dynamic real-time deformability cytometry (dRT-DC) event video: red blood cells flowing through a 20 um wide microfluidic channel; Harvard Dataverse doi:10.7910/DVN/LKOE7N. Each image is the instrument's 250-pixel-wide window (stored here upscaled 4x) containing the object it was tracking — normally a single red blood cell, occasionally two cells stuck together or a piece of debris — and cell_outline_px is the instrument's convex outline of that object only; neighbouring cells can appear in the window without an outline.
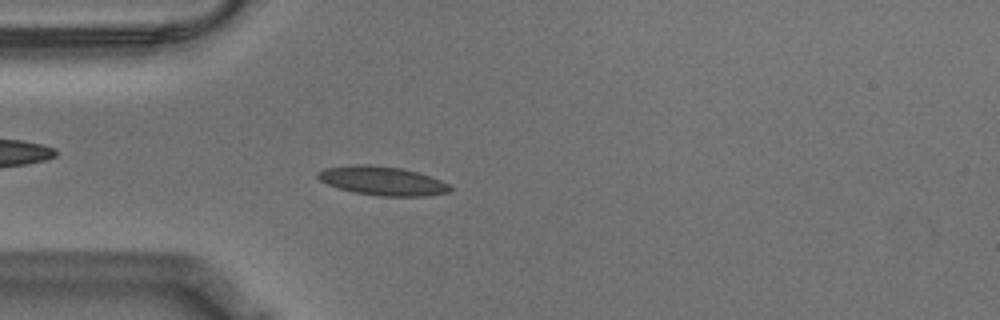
{"species": "Egyptian fruit bat (a non-hibernating species)", "species_latin": "Rousettus aegyptiacus", "temperature_condition": "warm", "stored_images_in_passage": 56, "camera_frame_rate_fps": 3000, "um_per_image_px": 0.085, "animal": {"sex": "male"}, "frame": {"image": 1, "passage_image": 15, "time_ms": 4.667, "image_size_px": [1000, 320], "cell_outline_px": [[452, 188], [448, 192], [428, 196], [380, 196], [356, 192], [340, 188], [328, 184], [320, 180], [316, 176], [316, 172], [324, 168], [352, 164], [372, 164], [404, 168], [440, 180], [448, 184]], "centroid_in_image_um": [32.48, 15.35], "position_along_channel_um": 52.5, "area_um2": 22.25}}
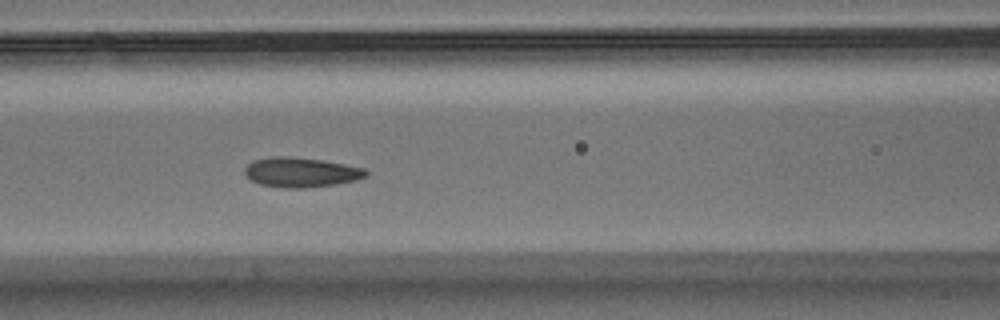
{"frame": {"image": 2, "passage_image": 23, "time_ms": 7.333, "image_size_px": [1000, 320], "cell_outline_px": [[368, 176], [356, 180], [336, 184], [304, 188], [280, 188], [260, 184], [252, 180], [244, 172], [244, 168], [252, 160], [272, 156], [288, 156], [320, 160], [344, 164], [364, 168], [368, 172]], "centroid_in_image_um": [25.57, 14.65], "position_along_channel_um": 141.0, "area_um2": 21.04}}
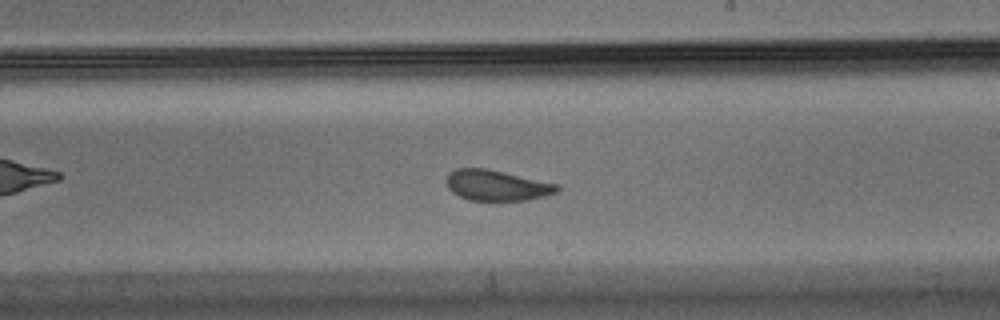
{"frame": {"image": 3, "passage_image": 32, "time_ms": 10.333, "image_size_px": [1000, 320], "cell_outline_px": [[560, 188], [556, 192], [544, 196], [528, 200], [496, 204], [468, 200], [452, 192], [448, 188], [444, 180], [448, 172], [456, 168], [484, 168], [560, 184]], "centroid_in_image_um": [42.19, 15.8], "position_along_channel_um": 246.8, "area_um2": 20.69}, "authors_computed_cell_mechanics": {"area_um2": 20.8369, "velocity_mm_per_s": 3.5374, "shape_relaxation_time_tau1_ms": 3.5171, "shape_relaxation_time_tau2_ms": 1.2697, "deformation_change_tau1": 0.1306, "deformation_change_tau2": 0.0626}}